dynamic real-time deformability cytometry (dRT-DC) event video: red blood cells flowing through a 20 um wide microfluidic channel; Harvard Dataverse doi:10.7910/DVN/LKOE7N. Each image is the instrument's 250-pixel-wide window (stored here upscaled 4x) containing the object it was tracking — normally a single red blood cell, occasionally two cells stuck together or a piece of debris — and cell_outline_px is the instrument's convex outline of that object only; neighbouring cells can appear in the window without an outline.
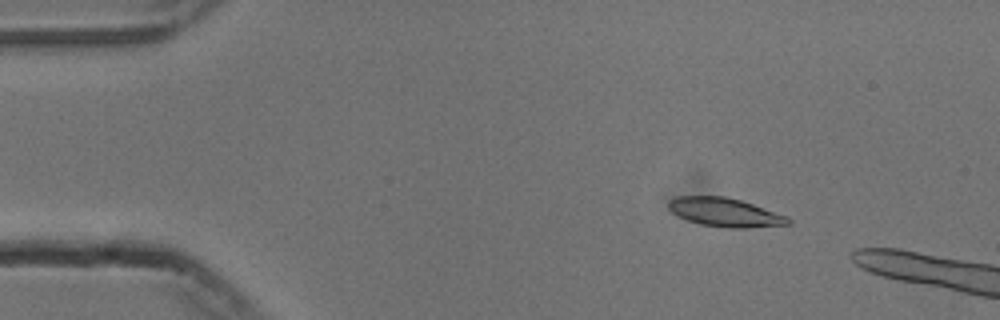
{"species": "common noctule bat (a hibernating species)", "species_latin": "Nyctalus noctula", "temperature_condition": "cold", "stored_images_in_passage": 11, "camera_frame_rate_fps": 3000, "um_per_image_px": 0.085, "animal": {"sex": "male", "body_mass_g": 13.3}, "frame": {"image": 1, "passage_image": 7, "time_ms": 2.0, "image_size_px": [1000, 320], "cell_outline_px": [[792, 224], [748, 228], [728, 228], [700, 224], [688, 220], [672, 212], [668, 208], [668, 200], [676, 196], [724, 196], [740, 200], [788, 216], [792, 220]], "centroid_in_image_um": [61.64, 18.05], "position_along_channel_um": 23.4, "area_um2": 20.06}}